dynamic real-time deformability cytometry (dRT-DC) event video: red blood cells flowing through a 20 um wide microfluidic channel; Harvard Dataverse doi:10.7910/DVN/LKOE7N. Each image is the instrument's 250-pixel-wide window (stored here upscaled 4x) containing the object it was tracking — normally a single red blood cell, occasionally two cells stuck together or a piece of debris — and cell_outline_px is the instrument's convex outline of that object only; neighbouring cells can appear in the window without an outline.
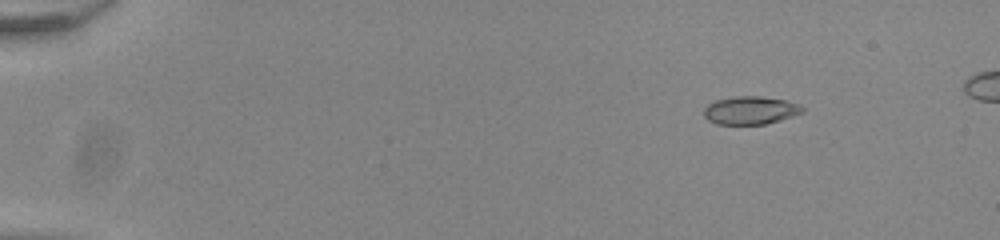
{"species": "common noctule bat (a hibernating species)", "species_latin": "Nyctalus noctula", "temperature_condition": "room temperature", "stored_images_in_passage": 47, "camera_frame_rate_fps": 3000, "um_per_image_px": 0.085, "animal": {"sex": "male", "body_mass_g": 20.0, "forearm_length_mm": 53.3}, "frame": {"image": 1, "passage_image": 1, "time_ms": 0.0, "image_size_px": [1000, 240], "cell_outline_px": [[804, 112], [780, 120], [764, 124], [716, 124], [708, 120], [704, 116], [704, 108], [708, 104], [716, 100], [732, 96], [760, 96], [784, 100], [800, 104], [804, 108]], "centroid_in_image_um": [63.78, 9.37], "position_along_channel_um": 21.2, "area_um2": 16.13}}
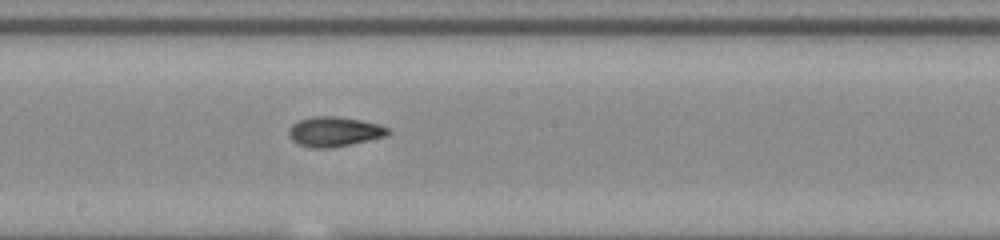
{"frame": {"image": 2, "passage_image": 25, "time_ms": 8.0, "image_size_px": [1000, 240], "cell_outline_px": [[392, 132], [388, 136], [332, 148], [308, 148], [292, 140], [288, 136], [288, 128], [292, 124], [300, 120], [312, 116], [340, 116], [380, 124], [388, 128]], "centroid_in_image_um": [28.43, 11.19], "position_along_channel_um": 219.8, "area_um2": 17.51}}
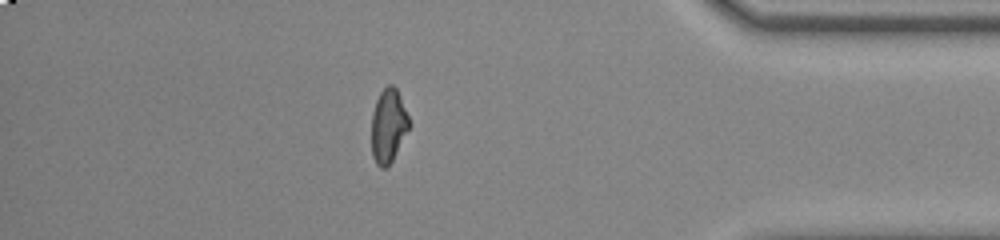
{"frame": {"image": 3, "passage_image": 41, "time_ms": 13.333, "image_size_px": [1000, 240], "cell_outline_px": [[408, 128], [388, 168], [380, 168], [376, 164], [372, 156], [372, 112], [376, 100], [380, 92], [388, 84], [392, 84], [396, 88], [400, 96], [408, 116]], "centroid_in_image_um": [32.97, 10.69], "position_along_channel_um": 402.2, "area_um2": 15.9}}